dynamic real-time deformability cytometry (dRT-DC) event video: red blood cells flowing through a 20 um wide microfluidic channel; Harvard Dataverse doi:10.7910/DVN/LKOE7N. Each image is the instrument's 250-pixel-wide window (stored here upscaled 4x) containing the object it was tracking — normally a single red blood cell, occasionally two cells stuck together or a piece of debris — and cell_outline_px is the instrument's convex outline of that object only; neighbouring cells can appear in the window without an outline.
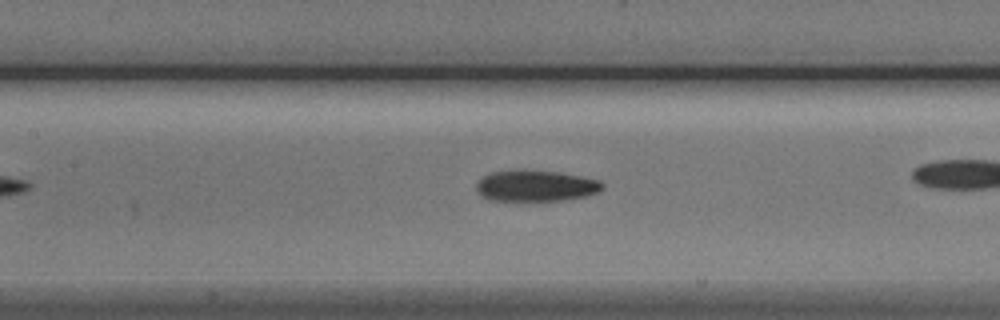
{"species": "Egyptian fruit bat (a non-hibernating species)", "species_latin": "Rousettus aegyptiacus", "temperature_condition": "cold", "stored_images_in_passage": 15, "camera_frame_rate_fps": 3000, "um_per_image_px": 0.085, "animal": {"sex": "male"}, "frame": {"image": 1, "passage_image": 13, "time_ms": 4.0, "image_size_px": [1000, 320], "cell_outline_px": [[604, 188], [600, 192], [584, 196], [564, 200], [528, 204], [488, 200], [480, 196], [476, 192], [476, 184], [480, 176], [492, 172], [520, 168], [556, 172], [580, 176], [600, 180], [604, 184]], "centroid_in_image_um": [45.46, 15.83], "position_along_channel_um": 161.9, "area_um2": 24.45}}